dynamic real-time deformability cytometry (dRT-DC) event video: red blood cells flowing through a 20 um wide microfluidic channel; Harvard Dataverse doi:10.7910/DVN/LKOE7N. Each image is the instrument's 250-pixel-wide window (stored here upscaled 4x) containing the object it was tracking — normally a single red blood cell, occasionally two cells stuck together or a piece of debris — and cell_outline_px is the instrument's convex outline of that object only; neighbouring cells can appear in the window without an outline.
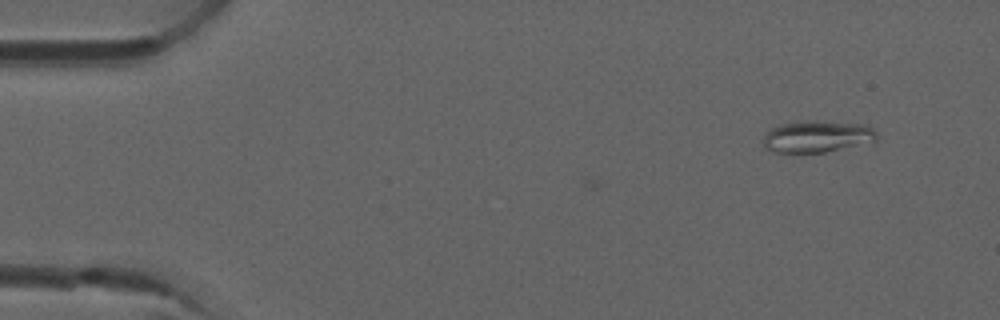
{"species": "common noctule bat (a hibernating species)", "species_latin": "Nyctalus noctula", "temperature_condition": "room temperature", "stored_images_in_passage": 3, "camera_frame_rate_fps": 3000, "um_per_image_px": 0.085, "animal": {"sex": "male", "forearm_length_mm": 52.5}, "frame": {"image": 1, "passage_image": 1, "time_ms": 0.0, "image_size_px": [1000, 320], "cell_outline_px": [[876, 140], [824, 152], [772, 152], [764, 148], [764, 136], [772, 128], [780, 124], [804, 120], [816, 120], [868, 124], [876, 132]], "centroid_in_image_um": [69.43, 11.58], "position_along_channel_um": 15.6, "area_um2": 20.92}}